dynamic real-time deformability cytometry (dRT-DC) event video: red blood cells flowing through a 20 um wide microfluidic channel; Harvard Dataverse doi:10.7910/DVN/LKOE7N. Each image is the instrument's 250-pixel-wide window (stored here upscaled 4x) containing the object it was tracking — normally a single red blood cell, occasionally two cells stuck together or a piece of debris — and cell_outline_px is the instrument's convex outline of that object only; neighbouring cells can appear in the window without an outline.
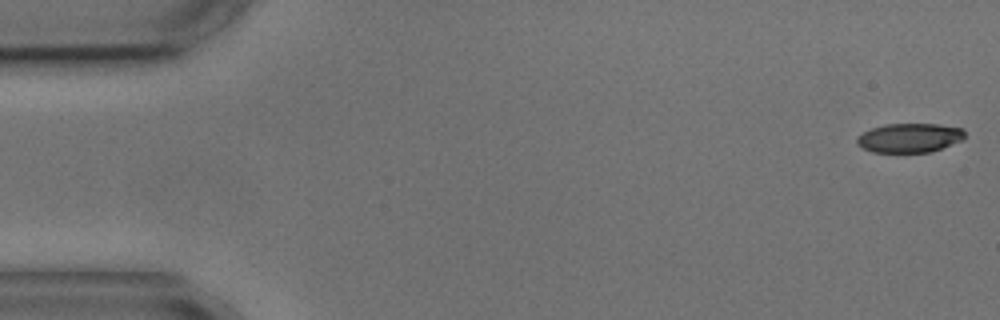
{"species": "common noctule bat (a hibernating species)", "species_latin": "Nyctalus noctula", "temperature_condition": "cold", "stored_images_in_passage": 4, "camera_frame_rate_fps": 3000, "um_per_image_px": 0.085, "animal": {"sex": "male", "body_mass_g": 17.9, "forearm_length_mm": 54.2}, "frame": {"image": 1, "passage_image": 1, "time_ms": 0.0, "image_size_px": [1000, 320], "cell_outline_px": [[964, 140], [932, 152], [872, 152], [856, 144], [856, 140], [864, 132], [872, 128], [884, 124], [936, 124], [964, 128]], "centroid_in_image_um": [77.35, 11.72], "position_along_channel_um": 7.7, "area_um2": 18.38}}